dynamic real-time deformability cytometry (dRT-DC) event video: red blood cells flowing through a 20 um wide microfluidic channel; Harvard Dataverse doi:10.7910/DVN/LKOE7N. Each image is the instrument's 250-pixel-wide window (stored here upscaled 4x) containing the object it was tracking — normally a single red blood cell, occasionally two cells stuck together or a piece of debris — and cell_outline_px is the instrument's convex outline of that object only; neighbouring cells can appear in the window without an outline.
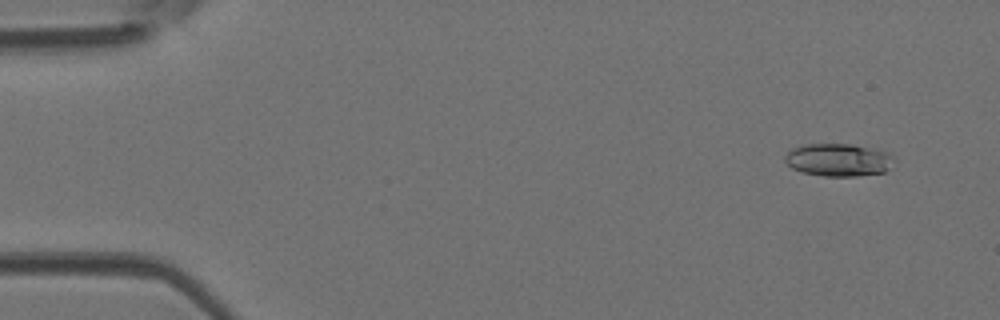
{"species": "Egyptian fruit bat (a non-hibernating species)", "species_latin": "Rousettus aegyptiacus", "temperature_condition": "room temperature", "stored_images_in_passage": 45, "camera_frame_rate_fps": 3000, "um_per_image_px": 0.085, "animal": {"sex": "female"}, "frame": {"image": 1, "passage_image": 1, "time_ms": 0.0, "image_size_px": [1000, 320], "cell_outline_px": [[892, 156], [888, 168], [884, 172], [860, 176], [824, 176], [804, 172], [792, 168], [784, 160], [784, 156], [792, 148], [804, 144], [852, 144], [880, 148], [888, 152]], "centroid_in_image_um": [71.26, 13.57], "position_along_channel_um": 13.7, "area_um2": 20.87}}
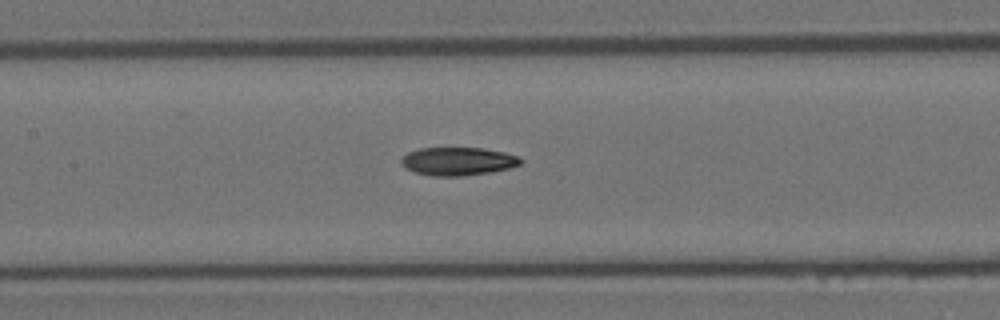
{"frame": {"image": 2, "passage_image": 20, "time_ms": 6.333, "image_size_px": [1000, 320], "cell_outline_px": [[524, 160], [520, 164], [512, 168], [492, 172], [464, 176], [432, 176], [416, 172], [404, 168], [400, 164], [400, 160], [408, 152], [420, 148], [484, 148], [504, 152], [520, 156]], "centroid_in_image_um": [38.96, 13.71], "position_along_channel_um": 168.4, "area_um2": 19.88}}
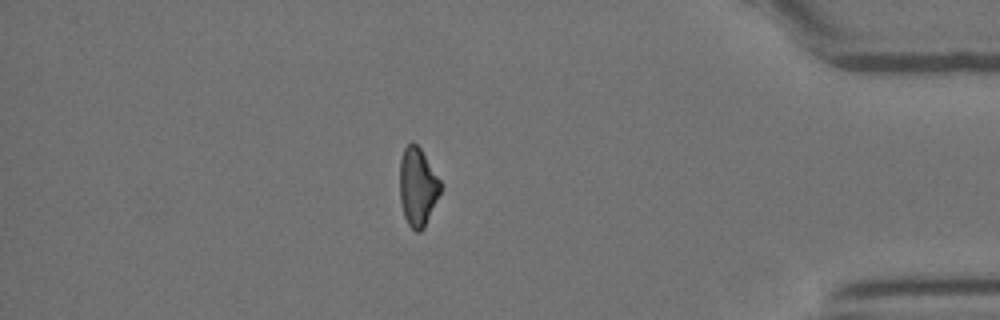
{"frame": {"image": 3, "passage_image": 39, "time_ms": 12.667, "image_size_px": [1000, 320], "cell_outline_px": [[444, 188], [424, 228], [420, 232], [416, 232], [408, 224], [404, 216], [400, 200], [400, 160], [404, 148], [408, 144], [416, 144], [420, 148], [444, 184]], "centroid_in_image_um": [35.54, 15.91], "position_along_channel_um": 399.7, "area_um2": 18.96}, "authors_computed_cell_mechanics": {"area_um2": 19.7676, "velocity_mm_per_s": 4.2434, "shape_relaxation_time_tau1_ms": 7.8032, "shape_relaxation_time_tau2_ms": 3.6376, "deformation_change_tau1": 0.2027, "deformation_change_tau2": 0.1122}}